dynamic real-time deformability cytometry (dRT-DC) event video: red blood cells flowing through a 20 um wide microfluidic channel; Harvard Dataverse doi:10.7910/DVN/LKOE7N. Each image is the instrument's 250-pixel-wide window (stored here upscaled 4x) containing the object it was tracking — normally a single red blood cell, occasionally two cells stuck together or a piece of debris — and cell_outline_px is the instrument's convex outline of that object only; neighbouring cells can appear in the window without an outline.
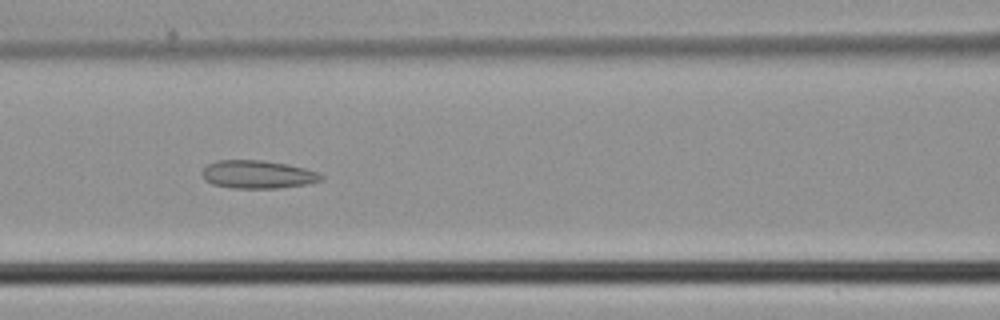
{"species": "common noctule bat (a hibernating species)", "species_latin": "Nyctalus noctula", "temperature_condition": "cold", "stored_images_in_passage": 47, "camera_frame_rate_fps": 3000, "um_per_image_px": 0.085, "animal": {"sex": "male", "body_mass_g": 21.5, "forearm_length_mm": 52.0}, "frame": {"image": 1, "passage_image": 20, "time_ms": 6.333, "image_size_px": [1000, 320], "cell_outline_px": [[324, 180], [308, 184], [280, 188], [232, 188], [212, 184], [204, 180], [200, 172], [208, 164], [216, 160], [264, 160], [288, 164], [320, 172], [324, 176]], "centroid_in_image_um": [21.92, 14.83], "position_along_channel_um": 144.7, "area_um2": 19.83}}
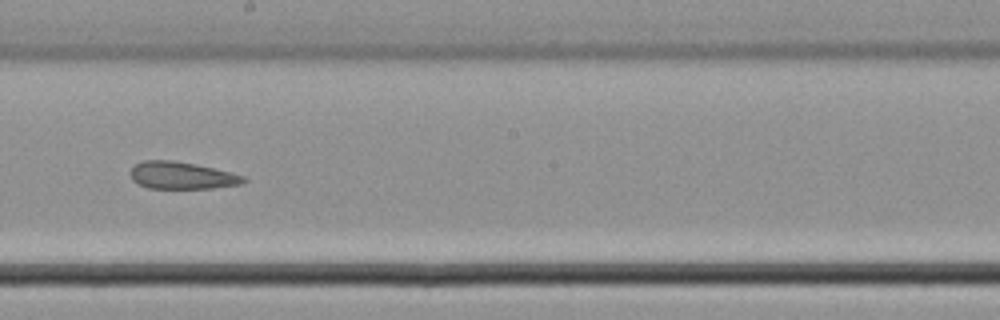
{"frame": {"image": 2, "passage_image": 26, "time_ms": 8.333, "image_size_px": [1000, 320], "cell_outline_px": [[248, 180], [240, 184], [212, 188], [148, 188], [132, 180], [132, 168], [136, 164], [144, 160], [172, 160], [196, 164], [244, 176]], "centroid_in_image_um": [15.45, 14.91], "position_along_channel_um": 232.7, "area_um2": 17.63}}
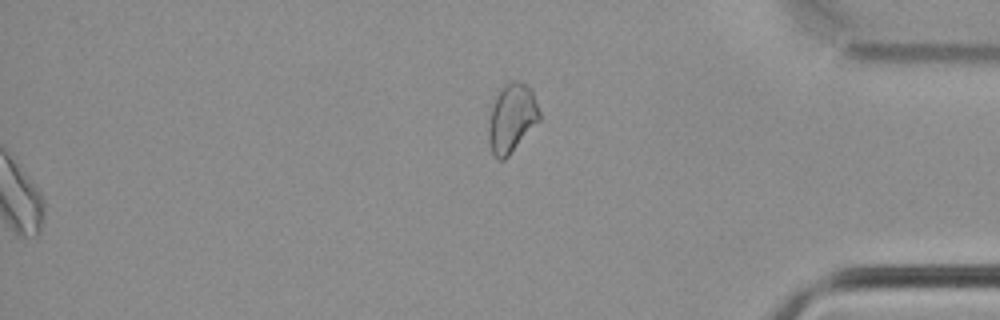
{"frame": {"image": 3, "passage_image": 47, "time_ms": 15.333, "image_size_px": [1000, 320], "cell_outline_px": [[540, 120], [508, 156], [504, 160], [500, 160], [492, 152], [488, 140], [488, 128], [492, 104], [496, 96], [504, 84], [512, 80], [520, 80], [532, 88], [540, 112]], "centroid_in_image_um": [43.51, 10.0], "position_along_channel_um": 391.7, "area_um2": 20.46}}